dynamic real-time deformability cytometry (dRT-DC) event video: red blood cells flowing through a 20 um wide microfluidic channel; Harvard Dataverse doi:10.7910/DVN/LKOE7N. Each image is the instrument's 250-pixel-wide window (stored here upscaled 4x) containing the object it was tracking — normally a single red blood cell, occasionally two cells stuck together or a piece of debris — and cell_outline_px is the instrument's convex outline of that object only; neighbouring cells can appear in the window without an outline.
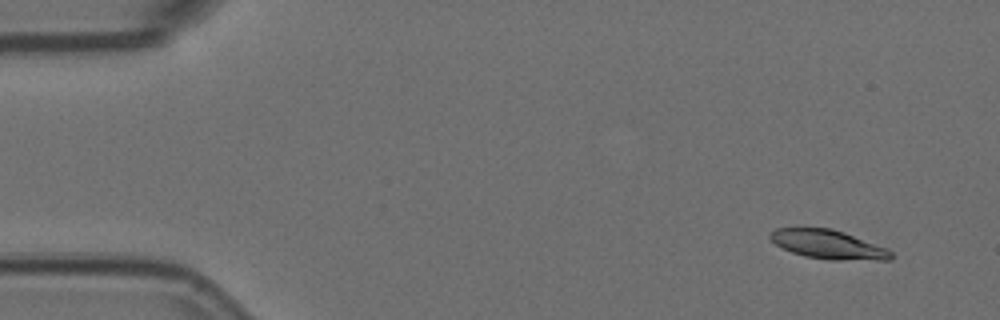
{"species": "Egyptian fruit bat (a non-hibernating species)", "species_latin": "Rousettus aegyptiacus", "temperature_condition": "room temperature", "stored_images_in_passage": 17, "camera_frame_rate_fps": 3000, "um_per_image_px": 0.085, "animal": {"sex": "female"}, "frame": {"image": 1, "passage_image": 4, "time_ms": 1.0, "image_size_px": [1000, 320], "cell_outline_px": [[892, 260], [828, 260], [804, 256], [792, 252], [776, 244], [768, 236], [768, 232], [776, 228], [832, 228], [844, 232], [888, 248], [892, 252]], "centroid_in_image_um": [70.41, 20.78], "position_along_channel_um": 14.6, "area_um2": 20.52}}
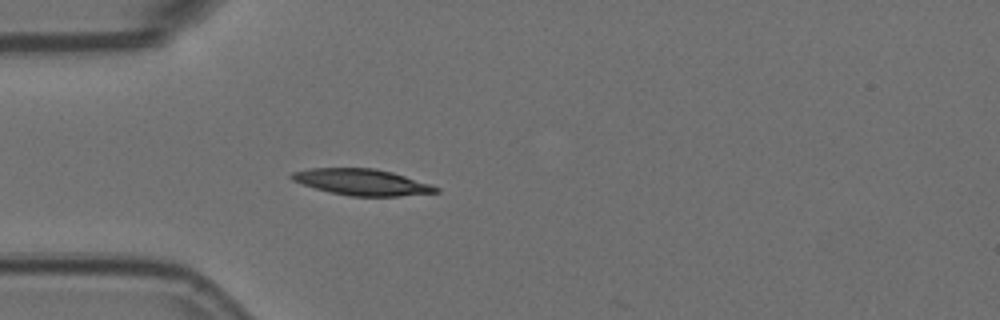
{"frame": {"image": 2, "passage_image": 16, "time_ms": 5.0, "image_size_px": [1000, 320], "cell_outline_px": [[440, 192], [400, 196], [348, 196], [328, 192], [292, 180], [288, 176], [292, 172], [308, 168], [376, 168], [392, 172], [432, 184], [440, 188]], "centroid_in_image_um": [30.78, 15.48], "position_along_channel_um": 54.2, "area_um2": 22.2}}